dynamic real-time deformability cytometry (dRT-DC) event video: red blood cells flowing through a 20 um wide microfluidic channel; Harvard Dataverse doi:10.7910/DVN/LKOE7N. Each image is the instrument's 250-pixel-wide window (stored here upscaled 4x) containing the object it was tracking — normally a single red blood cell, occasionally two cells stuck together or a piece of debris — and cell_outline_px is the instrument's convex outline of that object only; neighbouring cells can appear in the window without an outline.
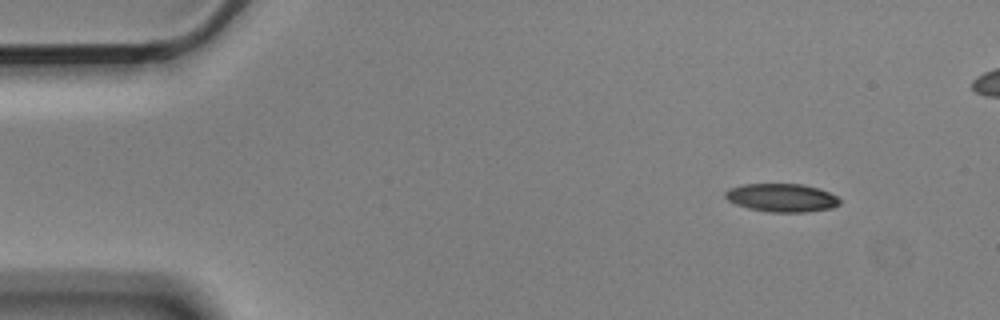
{"species": "Egyptian fruit bat (a non-hibernating species)", "species_latin": "Rousettus aegyptiacus", "temperature_condition": "cold", "stored_images_in_passage": 7, "camera_frame_rate_fps": 3000, "um_per_image_px": 0.085, "animal": {"sex": "male"}, "frame": {"image": 1, "passage_image": 1, "time_ms": 0.0, "image_size_px": [1000, 320], "cell_outline_px": [[840, 204], [832, 208], [804, 212], [768, 212], [748, 208], [736, 204], [728, 200], [724, 196], [724, 192], [728, 188], [744, 184], [804, 184], [828, 192], [836, 196], [840, 200]], "centroid_in_image_um": [66.42, 16.8], "position_along_channel_um": 18.6, "area_um2": 18.84}}
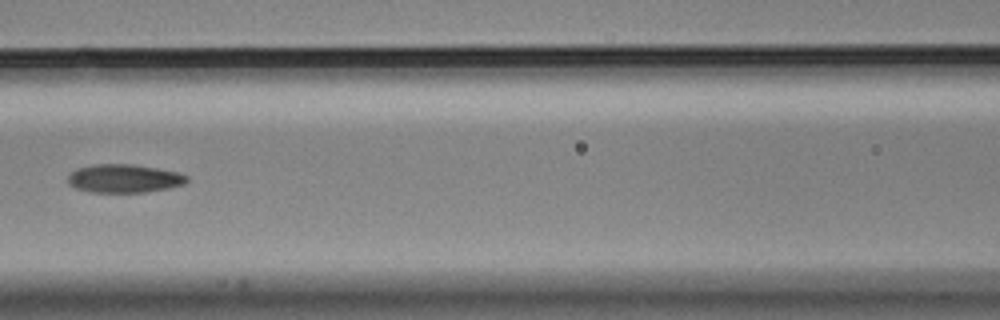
{"frame": {"image": 2, "passage_image": 6, "time_ms": 1.667, "image_size_px": [1000, 320], "cell_outline_px": [[188, 180], [184, 184], [168, 188], [144, 192], [92, 192], [76, 188], [68, 184], [68, 176], [72, 172], [80, 168], [96, 164], [132, 164], [180, 172], [188, 176]], "centroid_in_image_um": [10.58, 15.17], "position_along_channel_um": 156.0, "area_um2": 19.54}}
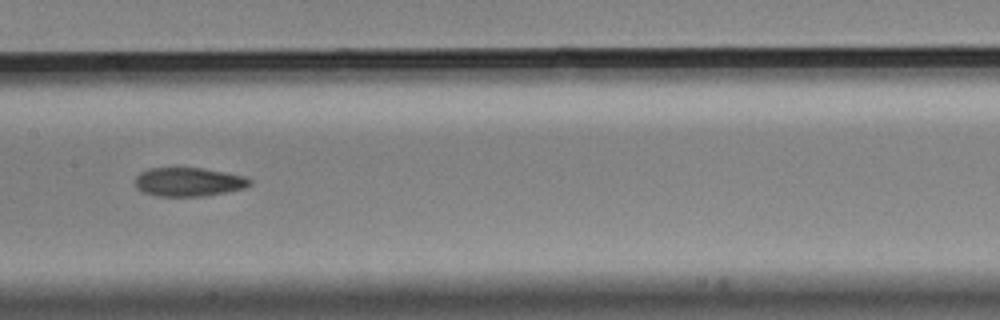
{"frame": {"image": 3, "passage_image": 7, "time_ms": 2.0, "image_size_px": [1000, 320], "cell_outline_px": [[252, 184], [244, 188], [228, 192], [204, 196], [156, 196], [144, 192], [136, 188], [136, 176], [140, 172], [148, 168], [200, 168], [224, 172], [244, 176], [252, 180]], "centroid_in_image_um": [16.04, 15.47], "position_along_channel_um": 191.4, "area_um2": 19.25}}